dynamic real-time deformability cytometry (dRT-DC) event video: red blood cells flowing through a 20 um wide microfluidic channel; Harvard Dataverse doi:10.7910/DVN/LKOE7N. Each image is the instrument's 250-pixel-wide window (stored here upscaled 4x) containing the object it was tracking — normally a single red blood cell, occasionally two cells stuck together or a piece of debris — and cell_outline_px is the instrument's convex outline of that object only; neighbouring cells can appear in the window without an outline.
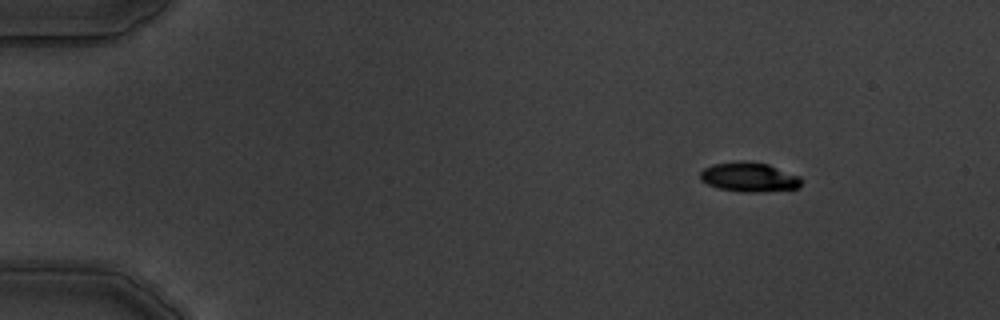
{"species": "common noctule bat (a hibernating species)", "species_latin": "Nyctalus noctula", "temperature_condition": "warm", "stored_images_in_passage": 5, "segment_of_instrument_passage": [2, 2], "camera_frame_rate_fps": 3000, "um_per_image_px": 0.085, "animal": {"sex": "male", "body_mass_g": 19.5, "forearm_length_mm": 54.6}, "frame": {"image": 1, "passage_image": 5, "time_ms": 4.667, "image_size_px": [1000, 320], "cell_outline_px": [[804, 180], [800, 188], [764, 192], [740, 192], [720, 188], [708, 184], [700, 180], [700, 172], [704, 168], [712, 164], [768, 164], [800, 176]], "centroid_in_image_um": [63.75, 15.11], "position_along_channel_um": 21.2, "area_um2": 16.82}}